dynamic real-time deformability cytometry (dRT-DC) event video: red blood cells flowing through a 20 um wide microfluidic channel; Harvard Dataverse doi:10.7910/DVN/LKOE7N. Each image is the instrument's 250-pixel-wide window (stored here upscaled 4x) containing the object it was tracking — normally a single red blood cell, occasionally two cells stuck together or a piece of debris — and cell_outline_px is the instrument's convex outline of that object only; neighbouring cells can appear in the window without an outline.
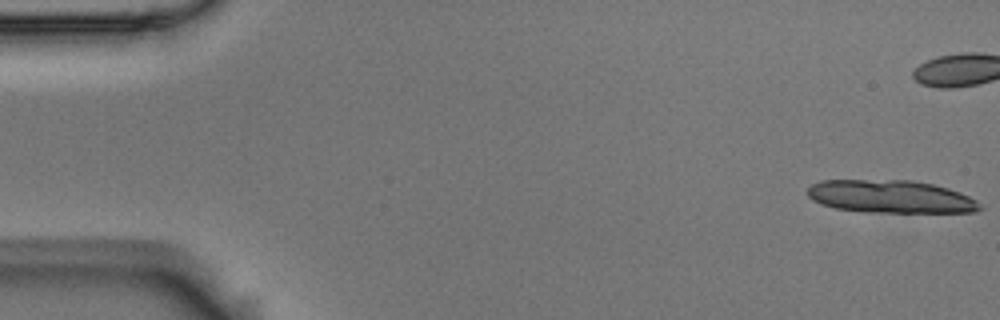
{"species": "Egyptian fruit bat (a non-hibernating species)", "species_latin": "Rousettus aegyptiacus", "temperature_condition": "room temperature", "stored_images_in_passage": 15, "camera_frame_rate_fps": 3000, "um_per_image_px": 0.085, "animal": {"sex": "male"}, "frame": {"image": 1, "passage_image": 1, "time_ms": 0.0, "image_size_px": [1000, 320], "cell_outline_px": [[984, 208], [976, 212], [884, 212], [836, 208], [820, 204], [812, 200], [808, 196], [808, 188], [812, 184], [820, 180], [912, 180], [932, 184], [948, 188], [960, 192], [976, 200]], "centroid_in_image_um": [75.73, 16.7], "position_along_channel_um": 9.3, "area_um2": 32.83}}